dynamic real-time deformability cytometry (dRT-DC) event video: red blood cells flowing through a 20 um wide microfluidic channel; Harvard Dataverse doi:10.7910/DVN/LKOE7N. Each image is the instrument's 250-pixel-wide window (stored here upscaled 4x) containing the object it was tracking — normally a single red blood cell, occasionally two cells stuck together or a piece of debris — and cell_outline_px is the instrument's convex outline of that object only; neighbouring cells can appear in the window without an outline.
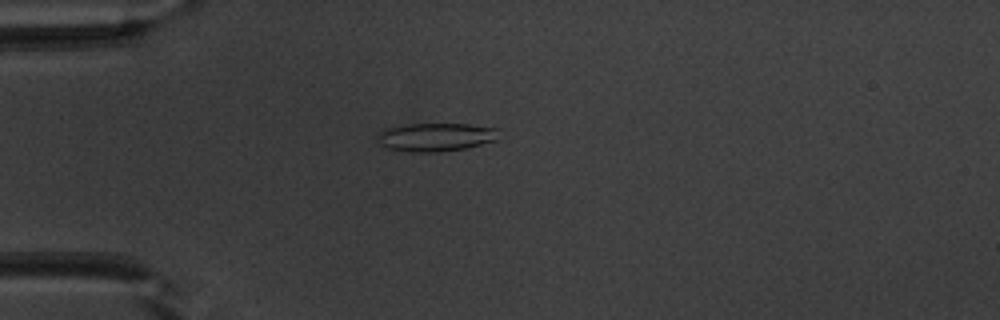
{"species": "common noctule bat (a hibernating species)", "species_latin": "Nyctalus noctula", "temperature_condition": "warm", "stored_images_in_passage": 40, "camera_frame_rate_fps": 3000, "um_per_image_px": 0.085, "animal": {"sex": "male", "body_mass_g": 20.1, "forearm_length_mm": 53.5}, "frame": {"image": 1, "passage_image": 3, "time_ms": 0.667, "image_size_px": [1000, 320], "cell_outline_px": [[496, 140], [464, 148], [436, 152], [412, 152], [388, 148], [380, 144], [376, 140], [380, 132], [384, 128], [404, 124], [468, 124], [496, 128]], "centroid_in_image_um": [36.96, 11.64], "position_along_channel_um": 48.0, "area_um2": 19.83}}
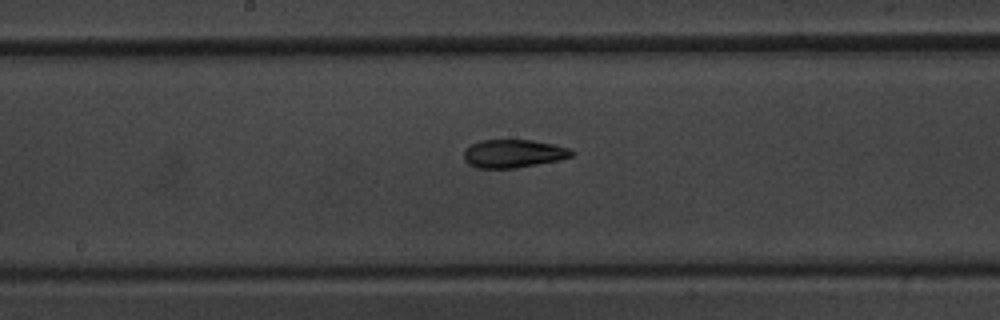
{"frame": {"image": 2, "passage_image": 16, "time_ms": 5.0, "image_size_px": [1000, 320], "cell_outline_px": [[576, 152], [572, 156], [560, 160], [516, 168], [476, 168], [468, 164], [464, 160], [464, 148], [480, 140], [532, 140], [552, 144], [568, 148]], "centroid_in_image_um": [43.62, 13.06], "position_along_channel_um": 204.6, "area_um2": 17.8}}
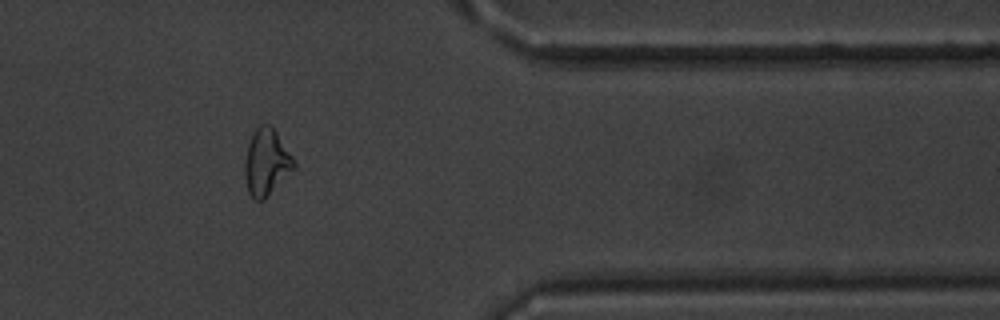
{"frame": {"image": 3, "passage_image": 31, "time_ms": 10.0, "image_size_px": [1000, 320], "cell_outline_px": [[296, 168], [264, 200], [256, 200], [248, 192], [244, 172], [244, 160], [248, 144], [252, 132], [260, 124], [268, 124], [276, 132], [292, 156], [296, 164]], "centroid_in_image_um": [22.64, 13.8], "position_along_channel_um": 388.8, "area_um2": 19.07}, "authors_computed_cell_mechanics": {"area_um2": 18.3515, "velocity_mm_per_s": 4.0033, "shape_relaxation_time_tau1_ms": 4.1976, "shape_relaxation_time_tau2_ms": 3.0051, "deformation_change_tau1": 0.1459, "deformation_change_tau2": 0.0992}}